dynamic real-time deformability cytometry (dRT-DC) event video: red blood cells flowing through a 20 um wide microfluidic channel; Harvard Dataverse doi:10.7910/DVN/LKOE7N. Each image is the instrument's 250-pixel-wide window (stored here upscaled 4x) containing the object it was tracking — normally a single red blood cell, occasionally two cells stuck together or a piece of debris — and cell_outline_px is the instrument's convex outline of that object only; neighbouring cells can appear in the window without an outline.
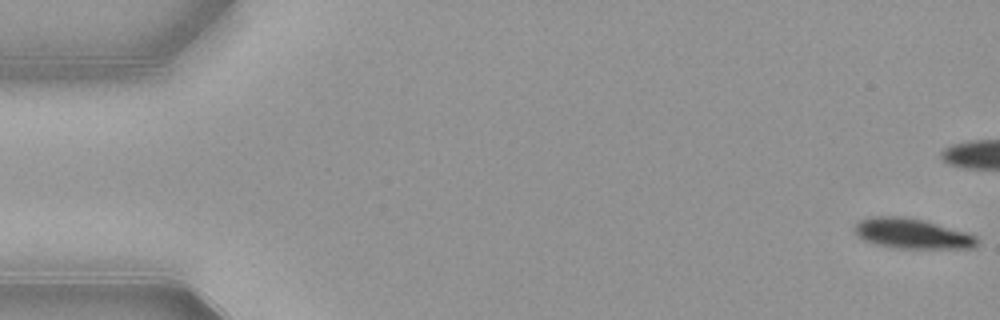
{"species": "common noctule bat (a hibernating species)", "species_latin": "Nyctalus noctula", "temperature_condition": "warm", "stored_images_in_passage": 17, "camera_frame_rate_fps": 3000, "um_per_image_px": 0.085, "animal": {"sex": "female", "body_mass_g": 21.9}, "frame": {"image": 1, "passage_image": 1, "time_ms": 0.0, "image_size_px": [1000, 320], "cell_outline_px": [[976, 244], [972, 248], [896, 248], [876, 244], [860, 240], [856, 236], [852, 228], [860, 220], [872, 216], [904, 216], [924, 220], [968, 232], [976, 236]], "centroid_in_image_um": [77.46, 19.84], "position_along_channel_um": 7.5, "area_um2": 21.73}}
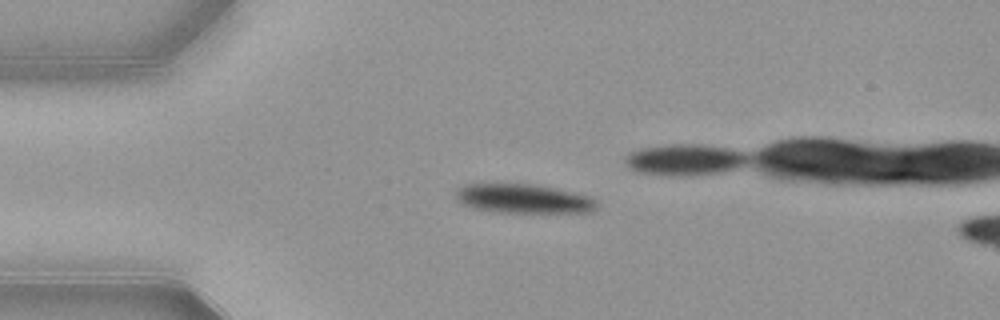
{"frame": {"image": 2, "passage_image": 13, "time_ms": 4.0, "image_size_px": [1000, 320], "cell_outline_px": [[596, 208], [592, 212], [496, 212], [472, 208], [460, 204], [456, 200], [456, 188], [464, 184], [532, 184], [556, 188], [592, 196], [596, 200]], "centroid_in_image_um": [44.46, 16.88], "position_along_channel_um": 40.5, "area_um2": 24.16}}